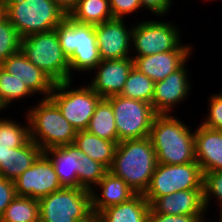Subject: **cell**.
<instances>
[{"instance_id":"6da1fadb","label":"cell","mask_w":222,"mask_h":222,"mask_svg":"<svg viewBox=\"0 0 222 222\" xmlns=\"http://www.w3.org/2000/svg\"><path fill=\"white\" fill-rule=\"evenodd\" d=\"M157 164L156 152L148 136L119 142L108 171L123 179L137 194H144Z\"/></svg>"},{"instance_id":"7a4b0ae2","label":"cell","mask_w":222,"mask_h":222,"mask_svg":"<svg viewBox=\"0 0 222 222\" xmlns=\"http://www.w3.org/2000/svg\"><path fill=\"white\" fill-rule=\"evenodd\" d=\"M194 135L195 133L175 116L157 114L149 135L157 163L179 165L195 162Z\"/></svg>"},{"instance_id":"3957f363","label":"cell","mask_w":222,"mask_h":222,"mask_svg":"<svg viewBox=\"0 0 222 222\" xmlns=\"http://www.w3.org/2000/svg\"><path fill=\"white\" fill-rule=\"evenodd\" d=\"M27 112L29 137L42 151L49 148L72 144L76 129L62 115L58 106L50 99L43 98Z\"/></svg>"},{"instance_id":"277c9868","label":"cell","mask_w":222,"mask_h":222,"mask_svg":"<svg viewBox=\"0 0 222 222\" xmlns=\"http://www.w3.org/2000/svg\"><path fill=\"white\" fill-rule=\"evenodd\" d=\"M4 16L24 38L56 29L67 15L51 0H4Z\"/></svg>"},{"instance_id":"5b68a950","label":"cell","mask_w":222,"mask_h":222,"mask_svg":"<svg viewBox=\"0 0 222 222\" xmlns=\"http://www.w3.org/2000/svg\"><path fill=\"white\" fill-rule=\"evenodd\" d=\"M55 30L62 50L68 56L70 70L96 69L101 58L94 25L75 22L67 15Z\"/></svg>"},{"instance_id":"8992f818","label":"cell","mask_w":222,"mask_h":222,"mask_svg":"<svg viewBox=\"0 0 222 222\" xmlns=\"http://www.w3.org/2000/svg\"><path fill=\"white\" fill-rule=\"evenodd\" d=\"M20 50L55 83L71 80L68 56L61 48L55 29L21 38Z\"/></svg>"},{"instance_id":"52a82bcc","label":"cell","mask_w":222,"mask_h":222,"mask_svg":"<svg viewBox=\"0 0 222 222\" xmlns=\"http://www.w3.org/2000/svg\"><path fill=\"white\" fill-rule=\"evenodd\" d=\"M38 202L40 218L46 222H90L95 217L91 193L84 188L62 187Z\"/></svg>"},{"instance_id":"ba28073f","label":"cell","mask_w":222,"mask_h":222,"mask_svg":"<svg viewBox=\"0 0 222 222\" xmlns=\"http://www.w3.org/2000/svg\"><path fill=\"white\" fill-rule=\"evenodd\" d=\"M106 99L112 105L118 142L142 139L150 135L153 119L157 115L150 103L122 95Z\"/></svg>"},{"instance_id":"9c48e42d","label":"cell","mask_w":222,"mask_h":222,"mask_svg":"<svg viewBox=\"0 0 222 222\" xmlns=\"http://www.w3.org/2000/svg\"><path fill=\"white\" fill-rule=\"evenodd\" d=\"M203 182L204 174L197 161L179 165L158 163L143 195L150 204L155 198L176 191L204 189Z\"/></svg>"},{"instance_id":"30bf717a","label":"cell","mask_w":222,"mask_h":222,"mask_svg":"<svg viewBox=\"0 0 222 222\" xmlns=\"http://www.w3.org/2000/svg\"><path fill=\"white\" fill-rule=\"evenodd\" d=\"M71 82L69 80L56 83L49 98L58 106L62 115L76 131H84L87 129L95 108L102 97L89 85L68 90L70 84H72Z\"/></svg>"},{"instance_id":"8fae6325","label":"cell","mask_w":222,"mask_h":222,"mask_svg":"<svg viewBox=\"0 0 222 222\" xmlns=\"http://www.w3.org/2000/svg\"><path fill=\"white\" fill-rule=\"evenodd\" d=\"M176 26L167 22L145 21L133 27L132 42L138 55L136 57L150 56L156 53L175 50L181 43Z\"/></svg>"},{"instance_id":"7c38bea8","label":"cell","mask_w":222,"mask_h":222,"mask_svg":"<svg viewBox=\"0 0 222 222\" xmlns=\"http://www.w3.org/2000/svg\"><path fill=\"white\" fill-rule=\"evenodd\" d=\"M14 183L17 196L35 199H40L62 188L51 160L44 153Z\"/></svg>"},{"instance_id":"4fadbf2b","label":"cell","mask_w":222,"mask_h":222,"mask_svg":"<svg viewBox=\"0 0 222 222\" xmlns=\"http://www.w3.org/2000/svg\"><path fill=\"white\" fill-rule=\"evenodd\" d=\"M123 19L113 18L94 25L101 60H118L129 56L132 30L124 25Z\"/></svg>"},{"instance_id":"5bb4252c","label":"cell","mask_w":222,"mask_h":222,"mask_svg":"<svg viewBox=\"0 0 222 222\" xmlns=\"http://www.w3.org/2000/svg\"><path fill=\"white\" fill-rule=\"evenodd\" d=\"M133 67L132 57L101 60L96 66L98 72L89 86L102 98L120 95Z\"/></svg>"},{"instance_id":"9a60e30c","label":"cell","mask_w":222,"mask_h":222,"mask_svg":"<svg viewBox=\"0 0 222 222\" xmlns=\"http://www.w3.org/2000/svg\"><path fill=\"white\" fill-rule=\"evenodd\" d=\"M1 67L12 74L18 80H22L33 93H42L46 98L50 97L55 82L43 70L30 62L20 50L1 62Z\"/></svg>"},{"instance_id":"2e32d148","label":"cell","mask_w":222,"mask_h":222,"mask_svg":"<svg viewBox=\"0 0 222 222\" xmlns=\"http://www.w3.org/2000/svg\"><path fill=\"white\" fill-rule=\"evenodd\" d=\"M184 63L164 80L154 83V95L151 105L156 114H169L172 106L186 99L190 91L187 70Z\"/></svg>"},{"instance_id":"e0dca14e","label":"cell","mask_w":222,"mask_h":222,"mask_svg":"<svg viewBox=\"0 0 222 222\" xmlns=\"http://www.w3.org/2000/svg\"><path fill=\"white\" fill-rule=\"evenodd\" d=\"M191 49L190 46L180 44L173 51L136 57L134 59V67L156 83L164 80L187 62L189 54L191 55Z\"/></svg>"},{"instance_id":"ac0fdd59","label":"cell","mask_w":222,"mask_h":222,"mask_svg":"<svg viewBox=\"0 0 222 222\" xmlns=\"http://www.w3.org/2000/svg\"><path fill=\"white\" fill-rule=\"evenodd\" d=\"M150 208L167 215H204V189H189L155 198Z\"/></svg>"},{"instance_id":"d6986e66","label":"cell","mask_w":222,"mask_h":222,"mask_svg":"<svg viewBox=\"0 0 222 222\" xmlns=\"http://www.w3.org/2000/svg\"><path fill=\"white\" fill-rule=\"evenodd\" d=\"M195 158L204 173L222 171V134L200 124L194 131Z\"/></svg>"},{"instance_id":"ffe728a7","label":"cell","mask_w":222,"mask_h":222,"mask_svg":"<svg viewBox=\"0 0 222 222\" xmlns=\"http://www.w3.org/2000/svg\"><path fill=\"white\" fill-rule=\"evenodd\" d=\"M96 186L102 190V197L94 191L96 188L90 191L91 208L95 217L102 210L126 202L137 194L123 179L113 175L110 171L104 174Z\"/></svg>"},{"instance_id":"44dd1931","label":"cell","mask_w":222,"mask_h":222,"mask_svg":"<svg viewBox=\"0 0 222 222\" xmlns=\"http://www.w3.org/2000/svg\"><path fill=\"white\" fill-rule=\"evenodd\" d=\"M43 153L51 160L62 187L81 188L78 184V166L81 152L76 145L72 143L49 148Z\"/></svg>"},{"instance_id":"7402d4cb","label":"cell","mask_w":222,"mask_h":222,"mask_svg":"<svg viewBox=\"0 0 222 222\" xmlns=\"http://www.w3.org/2000/svg\"><path fill=\"white\" fill-rule=\"evenodd\" d=\"M150 204L143 194L102 210L96 218L100 222H148Z\"/></svg>"},{"instance_id":"603a6c76","label":"cell","mask_w":222,"mask_h":222,"mask_svg":"<svg viewBox=\"0 0 222 222\" xmlns=\"http://www.w3.org/2000/svg\"><path fill=\"white\" fill-rule=\"evenodd\" d=\"M42 153V149L29 139L23 146L12 148L7 152L5 165L0 166V175L14 182Z\"/></svg>"},{"instance_id":"cb8c5ba5","label":"cell","mask_w":222,"mask_h":222,"mask_svg":"<svg viewBox=\"0 0 222 222\" xmlns=\"http://www.w3.org/2000/svg\"><path fill=\"white\" fill-rule=\"evenodd\" d=\"M118 141H110L93 135L88 131H77L73 144L81 153L100 162L107 169L111 167Z\"/></svg>"},{"instance_id":"d4e9b609","label":"cell","mask_w":222,"mask_h":222,"mask_svg":"<svg viewBox=\"0 0 222 222\" xmlns=\"http://www.w3.org/2000/svg\"><path fill=\"white\" fill-rule=\"evenodd\" d=\"M68 16L75 22L91 25L113 19L109 0H79Z\"/></svg>"},{"instance_id":"484cf974","label":"cell","mask_w":222,"mask_h":222,"mask_svg":"<svg viewBox=\"0 0 222 222\" xmlns=\"http://www.w3.org/2000/svg\"><path fill=\"white\" fill-rule=\"evenodd\" d=\"M86 131L103 139L118 141L112 105L106 98L97 104Z\"/></svg>"},{"instance_id":"4316f807","label":"cell","mask_w":222,"mask_h":222,"mask_svg":"<svg viewBox=\"0 0 222 222\" xmlns=\"http://www.w3.org/2000/svg\"><path fill=\"white\" fill-rule=\"evenodd\" d=\"M39 217L38 199L16 196L0 217V222H33Z\"/></svg>"},{"instance_id":"83f0119b","label":"cell","mask_w":222,"mask_h":222,"mask_svg":"<svg viewBox=\"0 0 222 222\" xmlns=\"http://www.w3.org/2000/svg\"><path fill=\"white\" fill-rule=\"evenodd\" d=\"M154 81L133 67L120 95L151 104L154 95Z\"/></svg>"},{"instance_id":"f1b7e54d","label":"cell","mask_w":222,"mask_h":222,"mask_svg":"<svg viewBox=\"0 0 222 222\" xmlns=\"http://www.w3.org/2000/svg\"><path fill=\"white\" fill-rule=\"evenodd\" d=\"M32 94L22 80H18L0 67V104L4 108H8V105L13 101Z\"/></svg>"},{"instance_id":"f546056e","label":"cell","mask_w":222,"mask_h":222,"mask_svg":"<svg viewBox=\"0 0 222 222\" xmlns=\"http://www.w3.org/2000/svg\"><path fill=\"white\" fill-rule=\"evenodd\" d=\"M108 169L100 162L91 159L88 155L81 153L78 166V184L81 188L91 191Z\"/></svg>"},{"instance_id":"4dcf8cb0","label":"cell","mask_w":222,"mask_h":222,"mask_svg":"<svg viewBox=\"0 0 222 222\" xmlns=\"http://www.w3.org/2000/svg\"><path fill=\"white\" fill-rule=\"evenodd\" d=\"M28 125L21 127L15 121L0 119V145L23 146L30 139Z\"/></svg>"},{"instance_id":"1f68e13d","label":"cell","mask_w":222,"mask_h":222,"mask_svg":"<svg viewBox=\"0 0 222 222\" xmlns=\"http://www.w3.org/2000/svg\"><path fill=\"white\" fill-rule=\"evenodd\" d=\"M21 37L17 30L3 16L0 19V62L20 51Z\"/></svg>"},{"instance_id":"d6a6232c","label":"cell","mask_w":222,"mask_h":222,"mask_svg":"<svg viewBox=\"0 0 222 222\" xmlns=\"http://www.w3.org/2000/svg\"><path fill=\"white\" fill-rule=\"evenodd\" d=\"M204 204L207 209L209 200L216 197L220 202V217H222V171H214L204 173Z\"/></svg>"},{"instance_id":"836d02e7","label":"cell","mask_w":222,"mask_h":222,"mask_svg":"<svg viewBox=\"0 0 222 222\" xmlns=\"http://www.w3.org/2000/svg\"><path fill=\"white\" fill-rule=\"evenodd\" d=\"M209 104V114L207 119L201 124L207 128L220 130L222 128V92L213 94Z\"/></svg>"},{"instance_id":"e575fe53","label":"cell","mask_w":222,"mask_h":222,"mask_svg":"<svg viewBox=\"0 0 222 222\" xmlns=\"http://www.w3.org/2000/svg\"><path fill=\"white\" fill-rule=\"evenodd\" d=\"M113 18L123 19L141 7L140 0H109Z\"/></svg>"},{"instance_id":"d590c367","label":"cell","mask_w":222,"mask_h":222,"mask_svg":"<svg viewBox=\"0 0 222 222\" xmlns=\"http://www.w3.org/2000/svg\"><path fill=\"white\" fill-rule=\"evenodd\" d=\"M16 196L15 183L0 175V217Z\"/></svg>"},{"instance_id":"8d00e7d4","label":"cell","mask_w":222,"mask_h":222,"mask_svg":"<svg viewBox=\"0 0 222 222\" xmlns=\"http://www.w3.org/2000/svg\"><path fill=\"white\" fill-rule=\"evenodd\" d=\"M203 215H167L154 212L151 208L148 222H199Z\"/></svg>"},{"instance_id":"74e56055","label":"cell","mask_w":222,"mask_h":222,"mask_svg":"<svg viewBox=\"0 0 222 222\" xmlns=\"http://www.w3.org/2000/svg\"><path fill=\"white\" fill-rule=\"evenodd\" d=\"M171 2L172 0H140L141 8L144 6V8L159 16L167 14L171 8Z\"/></svg>"},{"instance_id":"f35d334b","label":"cell","mask_w":222,"mask_h":222,"mask_svg":"<svg viewBox=\"0 0 222 222\" xmlns=\"http://www.w3.org/2000/svg\"><path fill=\"white\" fill-rule=\"evenodd\" d=\"M55 3L66 15H69L70 12L76 7L79 0H51Z\"/></svg>"},{"instance_id":"ab89813d","label":"cell","mask_w":222,"mask_h":222,"mask_svg":"<svg viewBox=\"0 0 222 222\" xmlns=\"http://www.w3.org/2000/svg\"><path fill=\"white\" fill-rule=\"evenodd\" d=\"M17 147H21V146H3V145H0V166L5 165V155L7 154V152H9L10 149H12V148H17Z\"/></svg>"},{"instance_id":"60d3db41","label":"cell","mask_w":222,"mask_h":222,"mask_svg":"<svg viewBox=\"0 0 222 222\" xmlns=\"http://www.w3.org/2000/svg\"><path fill=\"white\" fill-rule=\"evenodd\" d=\"M4 16V0H0V19Z\"/></svg>"},{"instance_id":"b9f144b4","label":"cell","mask_w":222,"mask_h":222,"mask_svg":"<svg viewBox=\"0 0 222 222\" xmlns=\"http://www.w3.org/2000/svg\"><path fill=\"white\" fill-rule=\"evenodd\" d=\"M33 222H46V221L39 217L38 219H36V220L33 221Z\"/></svg>"},{"instance_id":"7bdbcfd3","label":"cell","mask_w":222,"mask_h":222,"mask_svg":"<svg viewBox=\"0 0 222 222\" xmlns=\"http://www.w3.org/2000/svg\"><path fill=\"white\" fill-rule=\"evenodd\" d=\"M90 222H100L96 217H94Z\"/></svg>"},{"instance_id":"ee69618b","label":"cell","mask_w":222,"mask_h":222,"mask_svg":"<svg viewBox=\"0 0 222 222\" xmlns=\"http://www.w3.org/2000/svg\"><path fill=\"white\" fill-rule=\"evenodd\" d=\"M199 222H204V219H201ZM219 222H222V217H220Z\"/></svg>"},{"instance_id":"f6af8a7d","label":"cell","mask_w":222,"mask_h":222,"mask_svg":"<svg viewBox=\"0 0 222 222\" xmlns=\"http://www.w3.org/2000/svg\"><path fill=\"white\" fill-rule=\"evenodd\" d=\"M2 109H5V108L0 104V111H1Z\"/></svg>"}]
</instances>
